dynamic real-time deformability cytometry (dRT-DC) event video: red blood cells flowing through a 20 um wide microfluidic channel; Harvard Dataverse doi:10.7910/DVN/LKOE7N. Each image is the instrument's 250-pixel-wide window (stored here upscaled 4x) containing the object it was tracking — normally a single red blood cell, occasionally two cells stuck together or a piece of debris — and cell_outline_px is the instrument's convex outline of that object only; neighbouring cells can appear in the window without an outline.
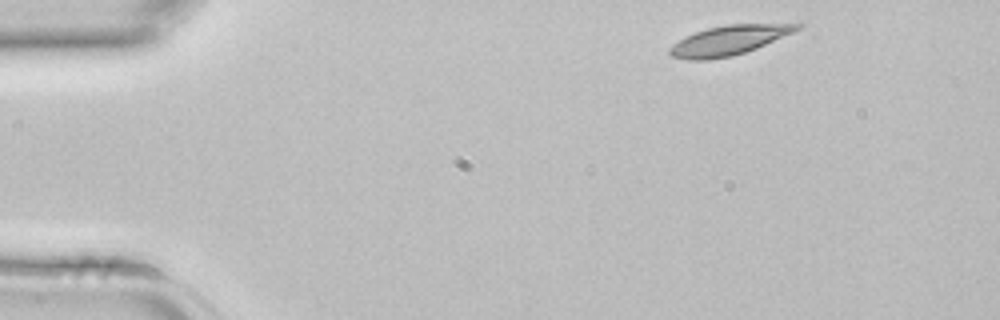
{"species": "common noctule bat (a hibernating species)", "species_latin": "Nyctalus noctula", "temperature_condition": "room temperature", "stored_images_in_passage": 3, "camera_frame_rate_fps": 3000, "um_per_image_px": 0.085, "animal": {"sex": "female", "body_mass_g": 22.7, "forearm_length_mm": 54.2}, "frame": {"image": 1, "passage_image": 1, "time_ms": 0.0, "image_size_px": [1000, 320], "cell_outline_px": [[804, 24], [800, 28], [792, 32], [756, 48], [732, 56], [708, 60], [688, 60], [672, 56], [668, 52], [668, 48], [672, 44], [696, 32], [708, 28], [724, 24]], "centroid_in_image_um": [61.89, 3.43], "position_along_channel_um": 23.1, "area_um2": 21.5}}
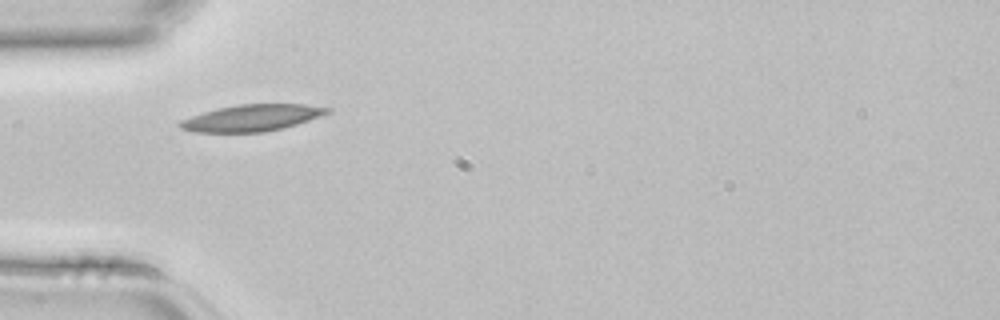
{"frame": {"image": 2, "passage_image": 3, "time_ms": 0.667, "image_size_px": [1000, 320], "cell_outline_px": [[332, 112], [296, 124], [264, 132], [192, 132], [180, 128], [176, 124], [180, 120], [204, 112], [220, 108], [240, 104], [304, 104], [332, 108]], "centroid_in_image_um": [21.4, 10.02], "position_along_channel_um": 63.6, "area_um2": 22.66}}